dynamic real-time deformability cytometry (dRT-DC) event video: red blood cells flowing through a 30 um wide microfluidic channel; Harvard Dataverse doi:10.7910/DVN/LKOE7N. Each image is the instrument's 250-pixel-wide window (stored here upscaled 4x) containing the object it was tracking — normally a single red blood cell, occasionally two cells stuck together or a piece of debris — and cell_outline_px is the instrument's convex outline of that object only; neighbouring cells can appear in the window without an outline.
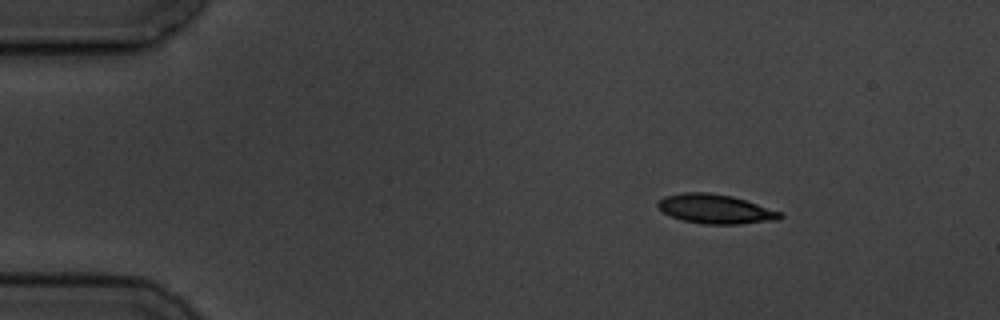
{"species": "common noctule bat (a hibernating species)", "species_latin": "Nyctalus noctula", "temperature_condition": "cold", "stored_images_in_passage": 6, "segment_of_instrument_passage": [2, 2], "camera_frame_rate_fps": 3000, "um_per_image_px": 0.085, "animal": {"sex": "male", "body_mass_g": 19.5, "forearm_length_mm": 54.6}, "frame": {"image": 1, "passage_image": 6, "time_ms": 10.333, "image_size_px": [1000, 320], "cell_outline_px": [[784, 216], [780, 220], [740, 224], [704, 224], [684, 220], [672, 216], [664, 212], [656, 204], [656, 200], [664, 196], [684, 192], [708, 192], [732, 196], [780, 212]], "centroid_in_image_um": [60.8, 17.76], "position_along_channel_um": 24.2, "area_um2": 20.75}}